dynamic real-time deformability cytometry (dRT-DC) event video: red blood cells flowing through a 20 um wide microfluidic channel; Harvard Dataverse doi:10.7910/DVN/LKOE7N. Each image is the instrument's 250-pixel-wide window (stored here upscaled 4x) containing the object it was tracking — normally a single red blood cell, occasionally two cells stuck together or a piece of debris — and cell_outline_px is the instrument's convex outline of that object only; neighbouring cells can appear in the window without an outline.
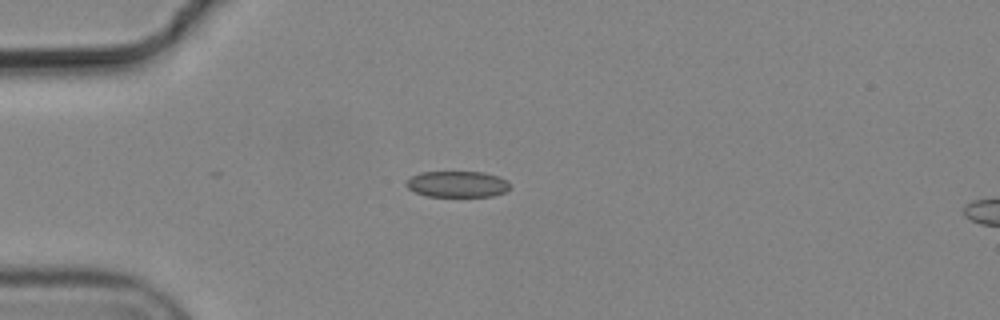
{"species": "common noctule bat (a hibernating species)", "species_latin": "Nyctalus noctula", "temperature_condition": "cold", "stored_images_in_passage": 4, "camera_frame_rate_fps": 3000, "um_per_image_px": 0.085, "animal": {"sex": "male", "body_mass_g": 19.2, "forearm_length_mm": 51.8}, "frame": {"image": 1, "passage_image": 2, "time_ms": 0.333, "image_size_px": [1000, 320], "cell_outline_px": [[508, 188], [504, 192], [492, 196], [428, 196], [416, 192], [408, 188], [404, 184], [412, 176], [420, 172], [484, 172], [500, 176], [508, 180]], "centroid_in_image_um": [38.88, 15.64], "position_along_channel_um": 46.1, "area_um2": 15.72}}